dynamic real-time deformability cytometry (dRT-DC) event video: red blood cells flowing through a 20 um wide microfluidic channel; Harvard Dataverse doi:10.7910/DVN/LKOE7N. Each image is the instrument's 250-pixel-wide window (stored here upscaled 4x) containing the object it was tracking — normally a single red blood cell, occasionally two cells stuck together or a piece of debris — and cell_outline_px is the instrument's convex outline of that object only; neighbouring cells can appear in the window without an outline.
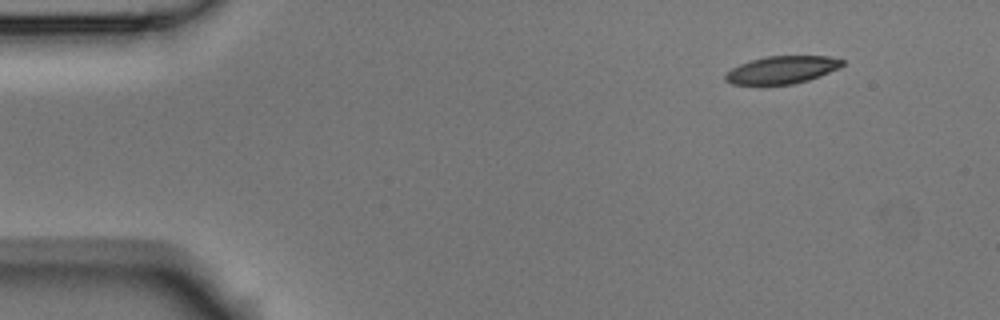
{"species": "Egyptian fruit bat (a non-hibernating species)", "species_latin": "Rousettus aegyptiacus", "temperature_condition": "room temperature", "stored_images_in_passage": 5, "segment_of_instrument_passage": [2, 2], "camera_frame_rate_fps": 3000, "um_per_image_px": 0.085, "animal": {"sex": "male"}, "frame": {"image": 1, "passage_image": 5, "time_ms": 1.333, "image_size_px": [1000, 320], "cell_outline_px": [[844, 64], [840, 68], [820, 76], [808, 80], [792, 84], [732, 84], [724, 80], [724, 76], [732, 68], [740, 64], [752, 60], [768, 56], [828, 56], [844, 60]], "centroid_in_image_um": [66.49, 5.93], "position_along_channel_um": 18.5, "area_um2": 18.67}}